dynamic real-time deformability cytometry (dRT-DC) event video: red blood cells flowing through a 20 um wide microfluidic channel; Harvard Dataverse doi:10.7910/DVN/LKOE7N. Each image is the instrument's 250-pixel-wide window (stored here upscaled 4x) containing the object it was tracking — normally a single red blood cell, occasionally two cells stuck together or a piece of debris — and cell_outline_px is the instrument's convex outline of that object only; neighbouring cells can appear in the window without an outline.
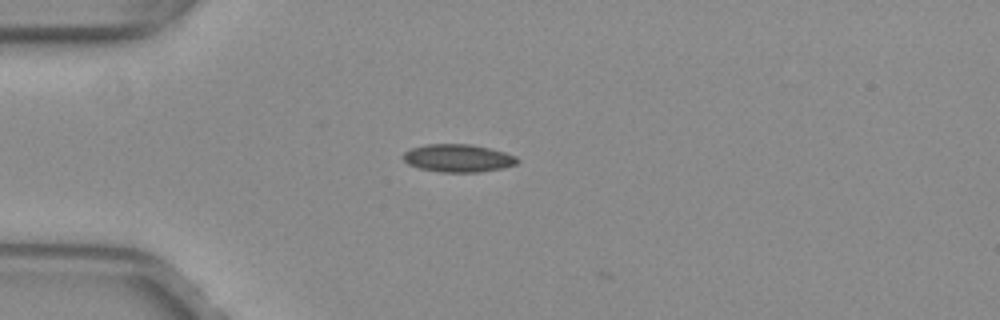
{"species": "common noctule bat (a hibernating species)", "species_latin": "Nyctalus noctula", "temperature_condition": "warm", "stored_images_in_passage": 2, "camera_frame_rate_fps": 3000, "um_per_image_px": 0.085, "animal": {"sex": "female", "body_mass_g": 29.2, "forearm_length_mm": 56.3}, "frame": {"image": 1, "passage_image": 1, "time_ms": 0.0, "image_size_px": [1000, 320], "cell_outline_px": [[520, 160], [516, 164], [504, 168], [480, 172], [440, 172], [420, 168], [408, 164], [400, 156], [404, 152], [412, 148], [428, 144], [472, 144], [504, 152], [516, 156]], "centroid_in_image_um": [38.94, 13.44], "position_along_channel_um": 46.1, "area_um2": 18.55}}